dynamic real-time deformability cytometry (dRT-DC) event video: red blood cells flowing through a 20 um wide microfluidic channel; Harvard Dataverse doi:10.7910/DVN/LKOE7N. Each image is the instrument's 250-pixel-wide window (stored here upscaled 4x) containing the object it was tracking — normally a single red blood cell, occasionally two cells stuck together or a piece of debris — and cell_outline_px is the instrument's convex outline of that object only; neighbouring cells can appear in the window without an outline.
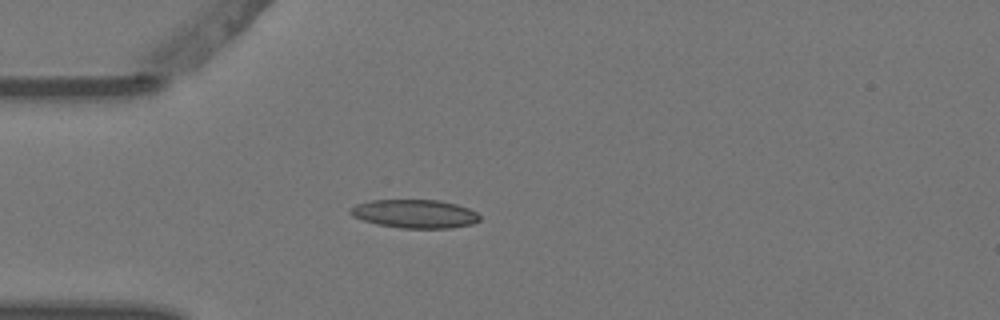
{"species": "Egyptian fruit bat (a non-hibernating species)", "species_latin": "Rousettus aegyptiacus", "temperature_condition": "warm", "stored_images_in_passage": 3, "camera_frame_rate_fps": 3000, "um_per_image_px": 0.085, "animal": {"sex": "female"}, "frame": {"image": 1, "passage_image": 3, "time_ms": 0.667, "image_size_px": [1000, 320], "cell_outline_px": [[480, 220], [472, 224], [452, 228], [400, 228], [376, 224], [352, 216], [348, 212], [348, 208], [356, 204], [368, 200], [440, 200], [456, 204], [468, 208], [476, 212], [480, 216]], "centroid_in_image_um": [35.23, 18.17], "position_along_channel_um": 49.8, "area_um2": 21.68}}